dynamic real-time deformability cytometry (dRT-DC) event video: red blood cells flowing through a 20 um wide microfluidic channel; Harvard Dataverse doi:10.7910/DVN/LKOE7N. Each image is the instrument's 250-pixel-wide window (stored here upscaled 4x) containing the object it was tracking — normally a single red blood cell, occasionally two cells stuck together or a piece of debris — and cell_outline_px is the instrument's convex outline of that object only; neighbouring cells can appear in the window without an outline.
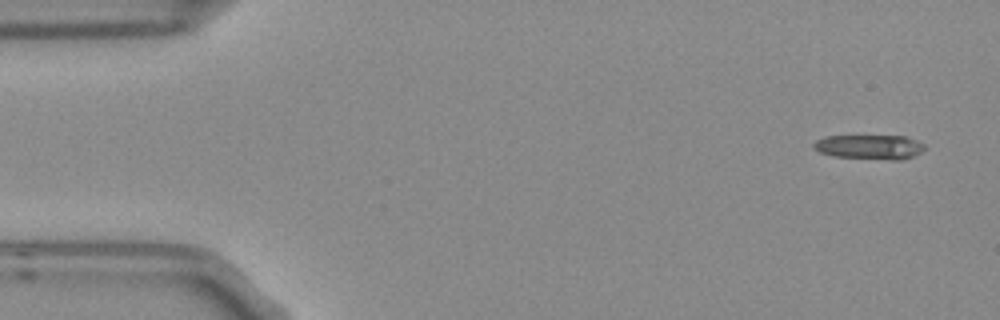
{"species": "Egyptian fruit bat (a non-hibernating species)", "species_latin": "Rousettus aegyptiacus", "temperature_condition": "room temperature", "stored_images_in_passage": 6, "camera_frame_rate_fps": 3000, "um_per_image_px": 0.085, "frame": {"image": 1, "passage_image": 1, "time_ms": 0.0, "image_size_px": [1000, 320], "cell_outline_px": [[924, 148], [920, 152], [912, 156], [900, 160], [888, 160], [832, 156], [820, 152], [812, 148], [812, 144], [816, 140], [824, 136], [904, 136], [916, 140], [924, 144]], "centroid_in_image_um": [73.87, 12.49], "position_along_channel_um": 11.1, "area_um2": 15.9}}
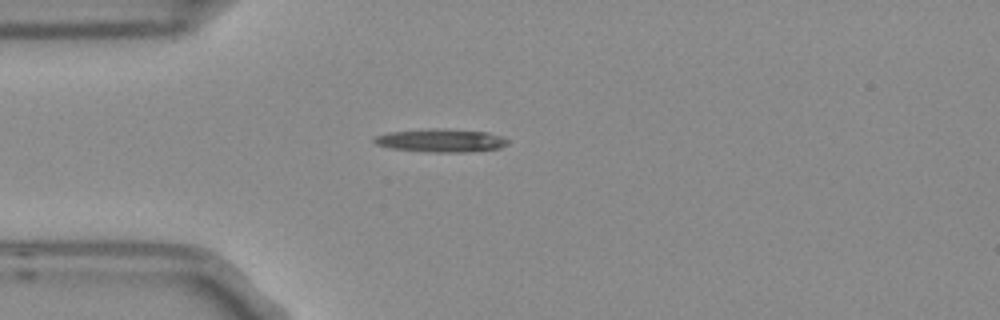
{"frame": {"image": 2, "passage_image": 4, "time_ms": 1.0, "image_size_px": [1000, 320], "cell_outline_px": [[508, 144], [500, 148], [464, 152], [432, 152], [392, 148], [376, 144], [372, 140], [376, 136], [388, 132], [432, 128], [444, 128], [488, 132], [504, 136], [508, 140]], "centroid_in_image_um": [37.52, 11.93], "position_along_channel_um": 47.5, "area_um2": 18.09}}
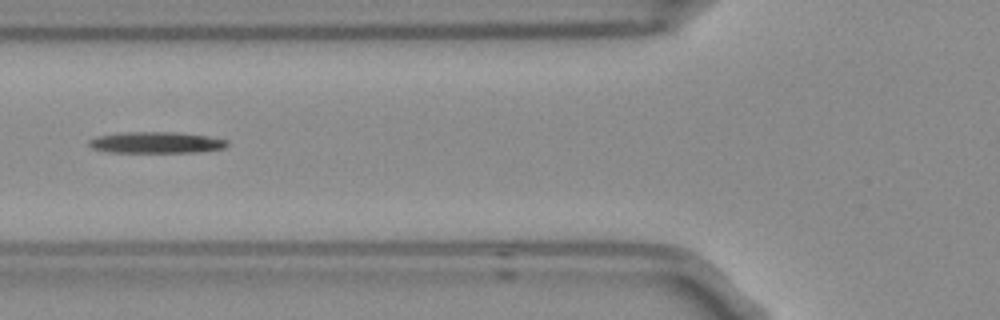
{"frame": {"image": 3, "passage_image": 6, "time_ms": 1.667, "image_size_px": [1000, 320], "cell_outline_px": [[228, 144], [224, 148], [196, 152], [108, 152], [92, 148], [88, 144], [88, 140], [100, 136], [124, 132], [176, 132], [208, 136], [228, 140]], "centroid_in_image_um": [13.28, 12.11], "position_along_channel_um": 112.5, "area_um2": 17.05}}